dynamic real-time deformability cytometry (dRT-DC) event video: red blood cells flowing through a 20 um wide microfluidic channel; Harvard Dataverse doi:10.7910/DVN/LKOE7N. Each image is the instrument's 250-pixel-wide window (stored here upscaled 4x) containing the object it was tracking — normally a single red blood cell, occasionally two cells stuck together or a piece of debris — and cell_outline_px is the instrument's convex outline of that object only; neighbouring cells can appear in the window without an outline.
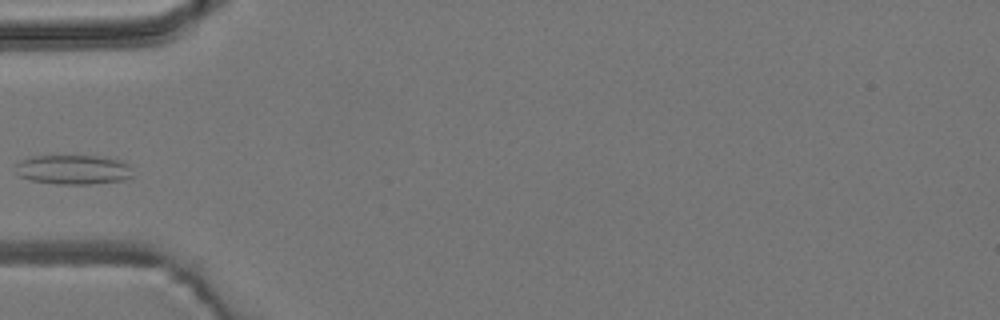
{"species": "common noctule bat (a hibernating species)", "species_latin": "Nyctalus noctula", "temperature_condition": "room temperature", "stored_images_in_passage": 4, "camera_frame_rate_fps": 3000, "um_per_image_px": 0.085, "animal": {"sex": "male", "body_mass_g": 19.2, "forearm_length_mm": 51.8}, "frame": {"image": 1, "passage_image": 4, "time_ms": 1.0, "image_size_px": [1000, 320], "cell_outline_px": [[132, 176], [124, 180], [92, 184], [56, 184], [32, 180], [20, 176], [12, 172], [16, 164], [20, 160], [32, 156], [96, 156], [120, 160], [128, 164], [132, 168]], "centroid_in_image_um": [6.2, 14.42], "position_along_channel_um": 78.8, "area_um2": 20.35}}